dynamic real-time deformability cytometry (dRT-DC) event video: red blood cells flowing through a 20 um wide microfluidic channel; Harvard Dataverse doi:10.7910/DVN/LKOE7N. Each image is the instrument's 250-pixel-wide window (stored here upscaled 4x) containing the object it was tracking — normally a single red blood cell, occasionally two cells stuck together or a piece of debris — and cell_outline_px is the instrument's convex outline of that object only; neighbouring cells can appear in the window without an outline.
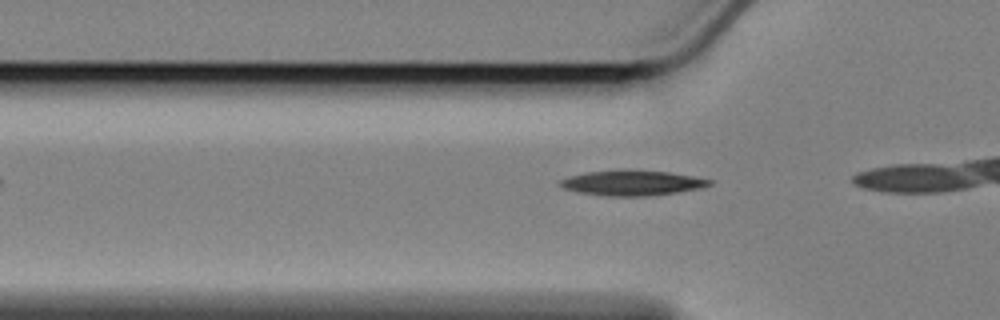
{"species": "Egyptian fruit bat (a non-hibernating species)", "species_latin": "Rousettus aegyptiacus", "temperature_condition": "cold", "stored_images_in_passage": 5, "camera_frame_rate_fps": 3000, "um_per_image_px": 0.085, "animal": {"sex": "female"}, "frame": {"image": 1, "passage_image": 2, "time_ms": 0.333, "image_size_px": [1000, 320], "cell_outline_px": [[712, 184], [700, 188], [676, 192], [644, 196], [608, 196], [576, 192], [564, 188], [556, 184], [560, 180], [568, 176], [584, 172], [620, 168], [636, 168], [668, 172], [692, 176], [712, 180]], "centroid_in_image_um": [53.65, 15.51], "position_along_channel_um": 72.2, "area_um2": 22.48}}